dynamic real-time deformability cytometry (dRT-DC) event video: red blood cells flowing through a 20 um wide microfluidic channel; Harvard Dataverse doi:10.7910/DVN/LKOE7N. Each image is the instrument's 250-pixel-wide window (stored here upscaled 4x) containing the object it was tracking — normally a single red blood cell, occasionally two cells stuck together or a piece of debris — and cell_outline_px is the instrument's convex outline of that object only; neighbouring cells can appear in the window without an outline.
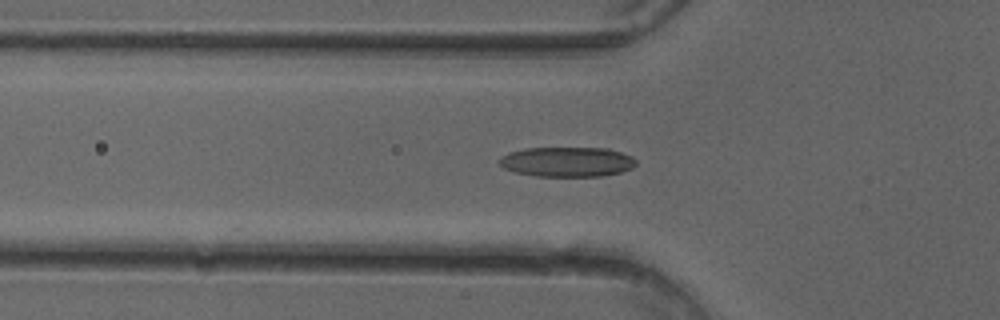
{"species": "common noctule bat (a hibernating species)", "species_latin": "Nyctalus noctula", "temperature_condition": "cold", "stored_images_in_passage": 46, "camera_frame_rate_fps": 3000, "um_per_image_px": 0.085, "animal": {"sex": "female"}, "frame": {"image": 1, "passage_image": 18, "time_ms": 5.667, "image_size_px": [1000, 320], "cell_outline_px": [[636, 164], [632, 168], [620, 172], [604, 176], [536, 176], [516, 172], [504, 168], [496, 160], [500, 156], [508, 152], [524, 148], [608, 148], [632, 156], [636, 160]], "centroid_in_image_um": [48.18, 13.75], "position_along_channel_um": 77.6, "area_um2": 23.93}}
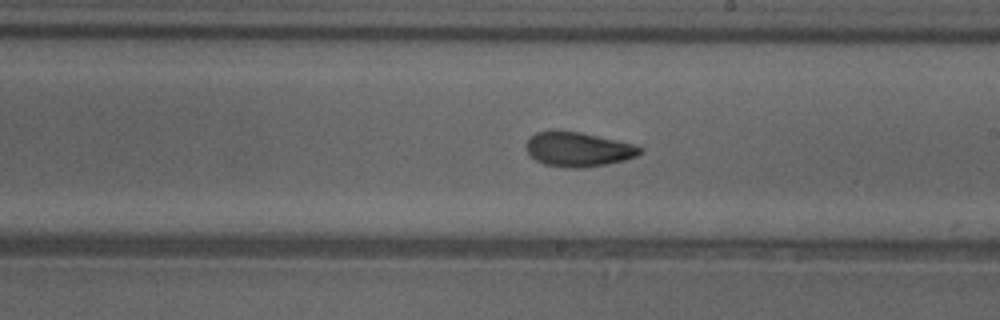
{"frame": {"image": 2, "passage_image": 30, "time_ms": 9.667, "image_size_px": [1000, 320], "cell_outline_px": [[644, 152], [636, 156], [624, 160], [584, 168], [572, 168], [544, 164], [536, 160], [528, 152], [524, 144], [536, 132], [552, 128], [580, 132], [636, 144], [644, 148]], "centroid_in_image_um": [49.15, 12.66], "position_along_channel_um": 239.8, "area_um2": 23.24}}
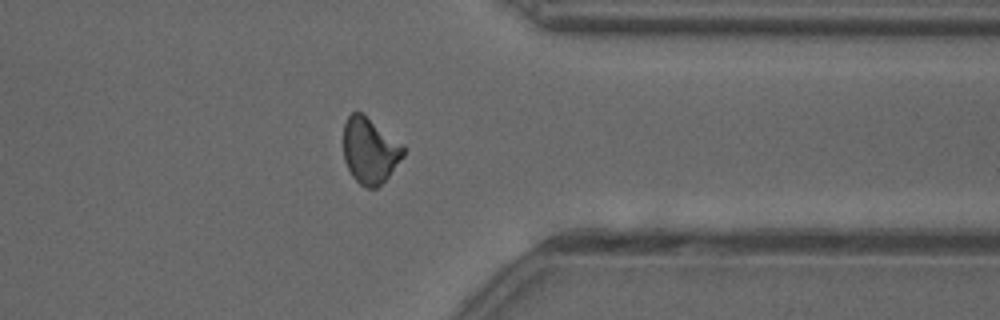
{"frame": {"image": 3, "passage_image": 41, "time_ms": 13.333, "image_size_px": [1000, 320], "cell_outline_px": [[404, 156], [388, 176], [376, 188], [368, 188], [360, 184], [352, 176], [344, 160], [344, 124], [348, 116], [352, 112], [360, 112], [404, 144]], "centroid_in_image_um": [31.44, 12.8], "position_along_channel_um": 380.0, "area_um2": 22.77}}